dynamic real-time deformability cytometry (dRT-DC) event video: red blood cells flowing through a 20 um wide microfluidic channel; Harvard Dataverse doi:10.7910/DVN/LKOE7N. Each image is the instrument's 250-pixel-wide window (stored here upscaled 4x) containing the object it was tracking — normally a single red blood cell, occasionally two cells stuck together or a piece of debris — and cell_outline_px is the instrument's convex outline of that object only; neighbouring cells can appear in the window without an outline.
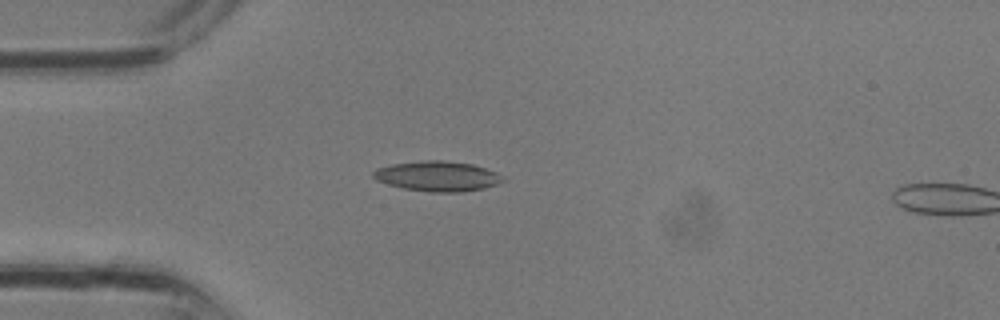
{"species": "common noctule bat (a hibernating species)", "species_latin": "Nyctalus noctula", "temperature_condition": "room temperature", "stored_images_in_passage": 3, "camera_frame_rate_fps": 3000, "um_per_image_px": 0.085, "animal": {"sex": "male", "body_mass_g": 13.3}, "frame": {"image": 1, "passage_image": 2, "time_ms": 0.333, "image_size_px": [1000, 320], "cell_outline_px": [[504, 180], [496, 184], [484, 188], [460, 192], [432, 192], [404, 188], [388, 184], [376, 180], [372, 176], [372, 172], [376, 168], [392, 164], [420, 160], [444, 160], [472, 164], [496, 172]], "centroid_in_image_um": [37.14, 14.96], "position_along_channel_um": 47.9, "area_um2": 22.6}}